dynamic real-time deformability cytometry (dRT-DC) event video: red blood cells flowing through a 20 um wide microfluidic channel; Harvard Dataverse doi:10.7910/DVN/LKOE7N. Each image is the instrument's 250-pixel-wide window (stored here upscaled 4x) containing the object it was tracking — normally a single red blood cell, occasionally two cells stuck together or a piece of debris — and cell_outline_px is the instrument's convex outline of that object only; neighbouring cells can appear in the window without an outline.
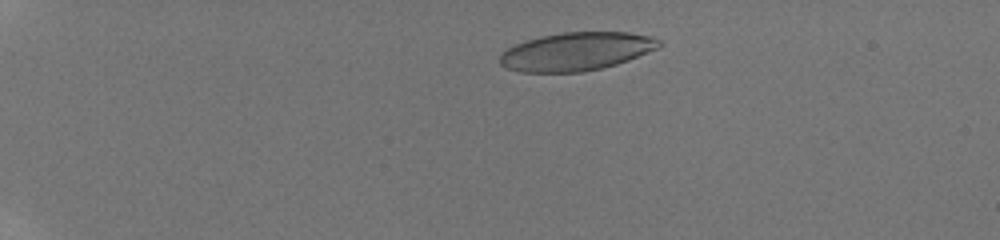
{"species": "human", "species_latin": "Homo sapiens", "temperature_condition": "room temperature", "stored_images_in_passage": 22, "camera_frame_rate_fps": 3000, "um_per_image_px": 0.085, "donor": {"sex": "male"}, "frame": {"image": 1, "passage_image": 11, "time_ms": 2.667, "image_size_px": [1000, 240], "cell_outline_px": [[664, 44], [656, 48], [628, 60], [616, 64], [584, 72], [520, 72], [508, 68], [500, 64], [500, 56], [508, 48], [524, 40], [540, 36], [564, 32], [628, 32], [652, 36], [660, 40]], "centroid_in_image_um": [48.99, 4.37], "position_along_channel_um": 36.0, "area_um2": 35.37}}
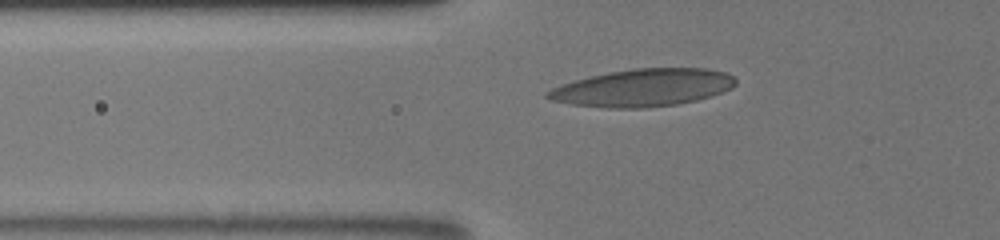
{"frame": {"image": 2, "passage_image": 19, "time_ms": 5.667, "image_size_px": [1000, 240], "cell_outline_px": [[736, 84], [732, 88], [712, 96], [696, 100], [676, 104], [644, 108], [608, 108], [572, 104], [552, 100], [544, 96], [544, 92], [552, 88], [576, 80], [608, 72], [636, 68], [704, 68], [724, 72], [732, 76], [736, 80]], "centroid_in_image_um": [54.66, 7.46], "position_along_channel_um": 71.1, "area_um2": 40.86}}
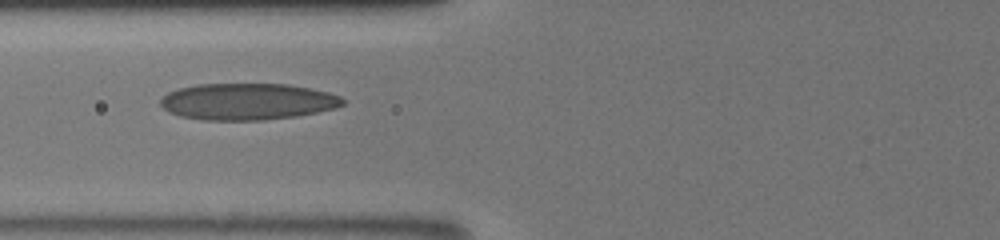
{"frame": {"image": 3, "passage_image": 21, "time_ms": 6.667, "image_size_px": [1000, 240], "cell_outline_px": [[344, 104], [332, 108], [316, 112], [296, 116], [264, 120], [204, 120], [180, 116], [168, 112], [160, 104], [160, 100], [168, 92], [180, 88], [196, 84], [288, 84], [328, 92], [340, 96], [344, 100]], "centroid_in_image_um": [21.0, 8.63], "position_along_channel_um": 104.8, "area_um2": 38.73}}